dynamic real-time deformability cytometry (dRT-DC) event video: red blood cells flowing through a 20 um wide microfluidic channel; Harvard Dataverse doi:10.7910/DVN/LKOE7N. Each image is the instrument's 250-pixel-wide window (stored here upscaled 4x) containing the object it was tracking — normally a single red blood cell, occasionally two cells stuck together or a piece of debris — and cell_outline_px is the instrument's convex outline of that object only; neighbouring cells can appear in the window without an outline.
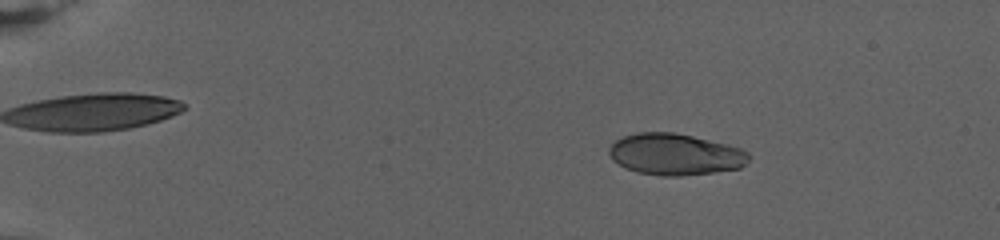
{"species": "human", "species_latin": "Homo sapiens", "temperature_condition": "warm", "stored_images_in_passage": 80, "camera_frame_rate_fps": 3000, "um_per_image_px": 0.085, "donor": {"sex": "female"}, "frame": {"image": 1, "passage_image": 14, "time_ms": 4.333, "image_size_px": [1000, 240], "cell_outline_px": [[752, 156], [740, 168], [712, 172], [680, 176], [660, 176], [636, 172], [624, 168], [612, 160], [608, 152], [608, 148], [616, 140], [624, 136], [636, 132], [676, 132], [728, 144], [740, 148], [748, 152]], "centroid_in_image_um": [57.37, 13.11], "position_along_channel_um": 27.6, "area_um2": 34.04}}
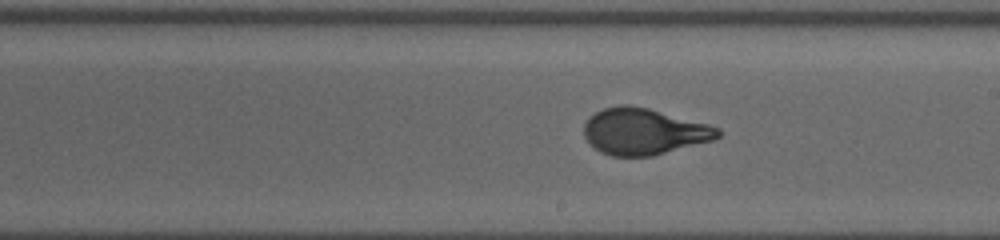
{"frame": {"image": 2, "passage_image": 49, "time_ms": 16.0, "image_size_px": [1000, 240], "cell_outline_px": [[720, 136], [712, 140], [652, 156], [612, 156], [600, 152], [584, 136], [584, 124], [588, 116], [604, 108], [620, 104], [628, 104], [648, 108], [708, 124], [720, 128]], "centroid_in_image_um": [54.7, 11.17], "position_along_channel_um": 234.3, "area_um2": 36.01}}
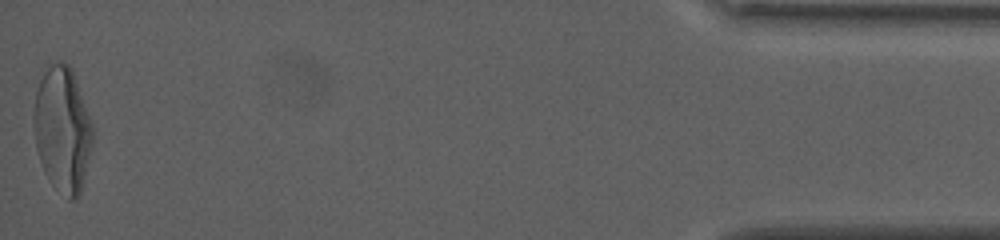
{"frame": {"image": 3, "passage_image": 80, "time_ms": 26.333, "image_size_px": [1000, 240], "cell_outline_px": [[92, 144], [80, 192], [72, 200], [68, 200], [44, 172], [36, 148], [32, 116], [36, 92], [40, 80], [44, 72], [52, 64], [68, 64], [72, 68], [92, 124]], "centroid_in_image_um": [5.29, 10.99], "position_along_channel_um": 429.9, "area_um2": 42.19}, "authors_computed_cell_mechanics": {"area_um2": 35.7782, "velocity_mm_per_s": 2.6662, "shape_relaxation_time_tau1_ms": 7.7245, "shape_relaxation_time_tau2_ms": null, "deformation_change_tau1": 0.2714, "deformation_change_tau2": null}}